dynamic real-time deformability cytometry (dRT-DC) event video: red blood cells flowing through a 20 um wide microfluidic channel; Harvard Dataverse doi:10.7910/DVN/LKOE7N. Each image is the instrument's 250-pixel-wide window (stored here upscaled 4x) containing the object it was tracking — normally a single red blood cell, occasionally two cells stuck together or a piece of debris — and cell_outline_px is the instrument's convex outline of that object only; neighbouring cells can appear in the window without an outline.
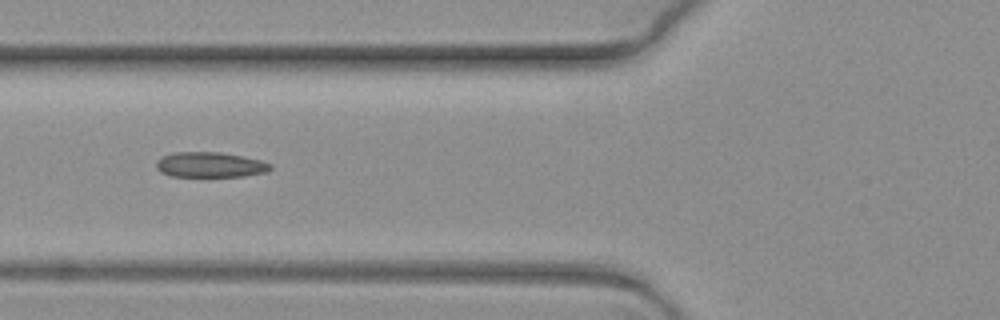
{"species": "common noctule bat (a hibernating species)", "species_latin": "Nyctalus noctula", "temperature_condition": "warm", "stored_images_in_passage": 12, "camera_frame_rate_fps": 3000, "um_per_image_px": 0.085, "animal": {"sex": "female", "body_mass_g": 19.3, "forearm_length_mm": 54.1}, "frame": {"image": 1, "passage_image": 9, "time_ms": 2.667, "image_size_px": [1000, 320], "cell_outline_px": [[272, 168], [268, 172], [244, 176], [172, 176], [160, 172], [156, 168], [156, 164], [164, 156], [172, 152], [220, 152], [260, 160], [272, 164]], "centroid_in_image_um": [17.89, 14.01], "position_along_channel_um": 107.9, "area_um2": 16.65}}
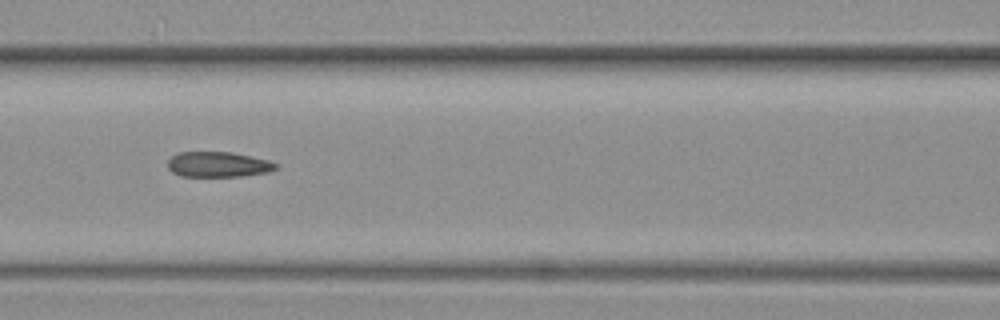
{"frame": {"image": 2, "passage_image": 10, "time_ms": 3.0, "image_size_px": [1000, 320], "cell_outline_px": [[276, 168], [268, 172], [240, 176], [180, 176], [172, 172], [168, 168], [168, 160], [176, 152], [232, 152], [268, 160], [276, 164]], "centroid_in_image_um": [18.49, 13.97], "position_along_channel_um": 148.1, "area_um2": 15.84}}
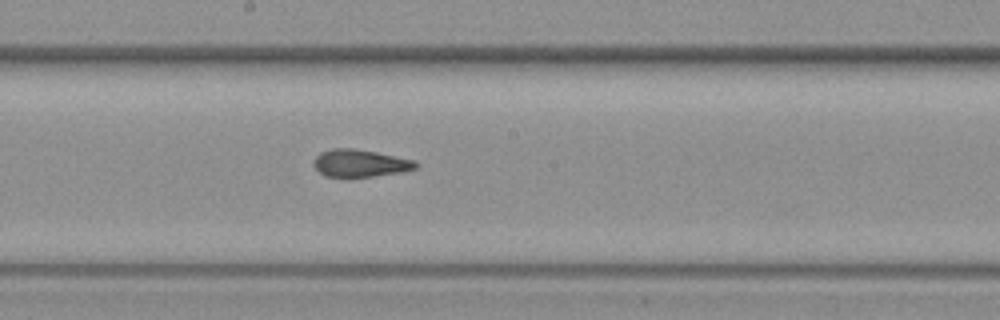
{"frame": {"image": 3, "passage_image": 12, "time_ms": 3.667, "image_size_px": [1000, 320], "cell_outline_px": [[420, 164], [416, 168], [400, 172], [348, 180], [324, 176], [312, 164], [312, 160], [320, 152], [332, 148], [352, 148], [376, 152], [416, 160]], "centroid_in_image_um": [30.56, 13.91], "position_along_channel_um": 217.6, "area_um2": 16.99}}